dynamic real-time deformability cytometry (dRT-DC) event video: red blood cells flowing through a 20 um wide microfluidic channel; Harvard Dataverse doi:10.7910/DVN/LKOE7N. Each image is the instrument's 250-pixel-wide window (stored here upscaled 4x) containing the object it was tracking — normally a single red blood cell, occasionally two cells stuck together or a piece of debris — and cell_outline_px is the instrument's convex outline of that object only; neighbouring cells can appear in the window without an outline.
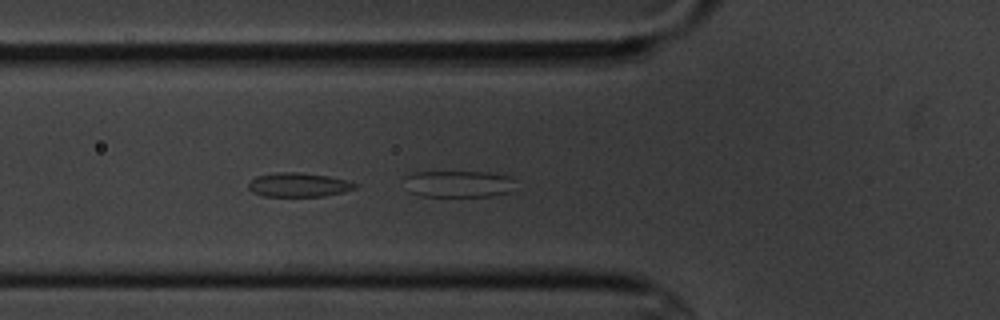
{"species": "common noctule bat (a hibernating species)", "species_latin": "Nyctalus noctula", "temperature_condition": "cold", "stored_images_in_passage": 2, "camera_frame_rate_fps": 3000, "um_per_image_px": 0.085, "animal": {"sex": "male", "body_mass_g": 20.1, "forearm_length_mm": 53.5}, "frame": {"image": 1, "passage_image": 2, "time_ms": 1.0, "image_size_px": [1000, 320], "cell_outline_px": [[512, 192], [492, 196], [420, 196], [408, 192], [404, 176], [412, 172], [488, 172], [508, 176], [512, 180]], "centroid_in_image_um": [38.91, 15.64], "position_along_channel_um": 86.9, "area_um2": 17.34}}